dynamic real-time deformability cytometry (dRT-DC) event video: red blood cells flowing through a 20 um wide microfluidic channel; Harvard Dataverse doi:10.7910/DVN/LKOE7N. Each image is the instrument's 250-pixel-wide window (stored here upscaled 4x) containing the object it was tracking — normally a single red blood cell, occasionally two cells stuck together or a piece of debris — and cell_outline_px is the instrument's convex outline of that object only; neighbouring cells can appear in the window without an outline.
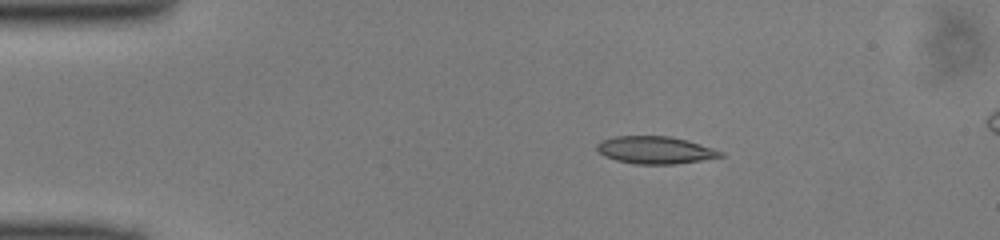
{"species": "common noctule bat (a hibernating species)", "species_latin": "Nyctalus noctula", "temperature_condition": "cold", "stored_images_in_passage": 41, "camera_frame_rate_fps": 3000, "um_per_image_px": 0.085, "animal": {"sex": "male", "body_mass_g": 13.0, "forearm_length_mm": 53.1}, "frame": {"image": 1, "passage_image": 1, "time_ms": 0.0, "image_size_px": [1000, 240], "cell_outline_px": [[724, 156], [676, 164], [636, 164], [616, 160], [604, 156], [596, 148], [596, 144], [600, 140], [612, 136], [668, 136], [688, 140], [724, 152]], "centroid_in_image_um": [55.66, 12.75], "position_along_channel_um": 29.3, "area_um2": 19.77}}
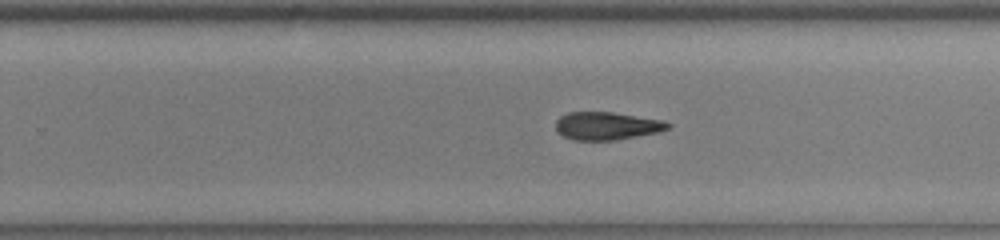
{"frame": {"image": 2, "passage_image": 23, "time_ms": 7.333, "image_size_px": [1000, 240], "cell_outline_px": [[672, 124], [668, 128], [656, 132], [616, 140], [572, 140], [556, 132], [556, 120], [560, 116], [568, 112], [612, 112], [664, 120]], "centroid_in_image_um": [51.54, 10.69], "position_along_channel_um": 278.3, "area_um2": 18.21}}
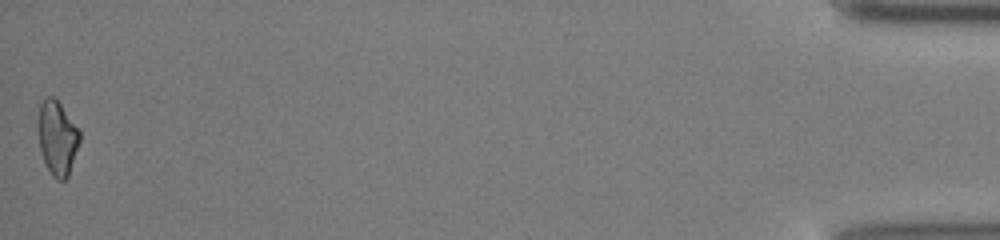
{"frame": {"image": 3, "passage_image": 41, "time_ms": 13.333, "image_size_px": [1000, 240], "cell_outline_px": [[80, 140], [68, 176], [64, 180], [56, 180], [52, 176], [44, 164], [40, 148], [36, 128], [40, 104], [48, 96], [52, 96], [60, 104], [80, 128]], "centroid_in_image_um": [4.85, 11.73], "position_along_channel_um": 430.3, "area_um2": 18.26}}